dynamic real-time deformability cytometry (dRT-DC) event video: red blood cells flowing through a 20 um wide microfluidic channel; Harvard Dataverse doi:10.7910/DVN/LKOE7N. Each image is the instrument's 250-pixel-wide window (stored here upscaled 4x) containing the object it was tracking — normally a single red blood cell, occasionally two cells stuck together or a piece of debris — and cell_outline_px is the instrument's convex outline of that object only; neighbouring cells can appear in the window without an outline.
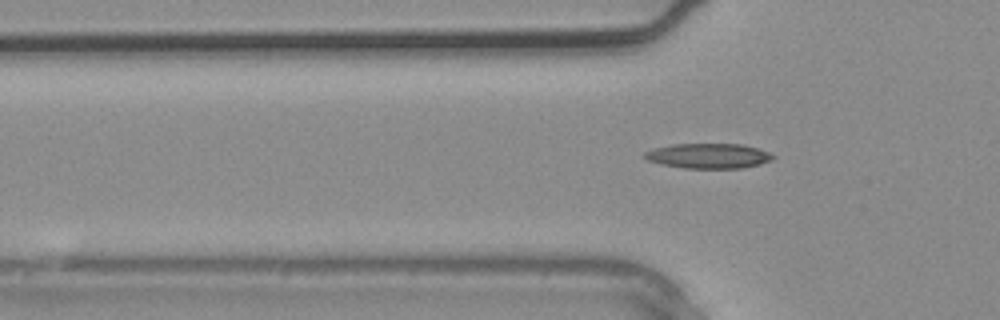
{"species": "common noctule bat (a hibernating species)", "species_latin": "Nyctalus noctula", "temperature_condition": "warm", "stored_images_in_passage": 4, "camera_frame_rate_fps": 3000, "um_per_image_px": 0.085, "animal": {"sex": "male", "body_mass_g": 20.4}, "frame": {"image": 1, "passage_image": 4, "time_ms": 1.0, "image_size_px": [1000, 320], "cell_outline_px": [[776, 156], [772, 160], [760, 164], [744, 168], [684, 168], [660, 164], [648, 160], [644, 156], [644, 152], [656, 148], [672, 144], [744, 144], [768, 152]], "centroid_in_image_um": [60.24, 13.25], "position_along_channel_um": 65.6, "area_um2": 18.67}}